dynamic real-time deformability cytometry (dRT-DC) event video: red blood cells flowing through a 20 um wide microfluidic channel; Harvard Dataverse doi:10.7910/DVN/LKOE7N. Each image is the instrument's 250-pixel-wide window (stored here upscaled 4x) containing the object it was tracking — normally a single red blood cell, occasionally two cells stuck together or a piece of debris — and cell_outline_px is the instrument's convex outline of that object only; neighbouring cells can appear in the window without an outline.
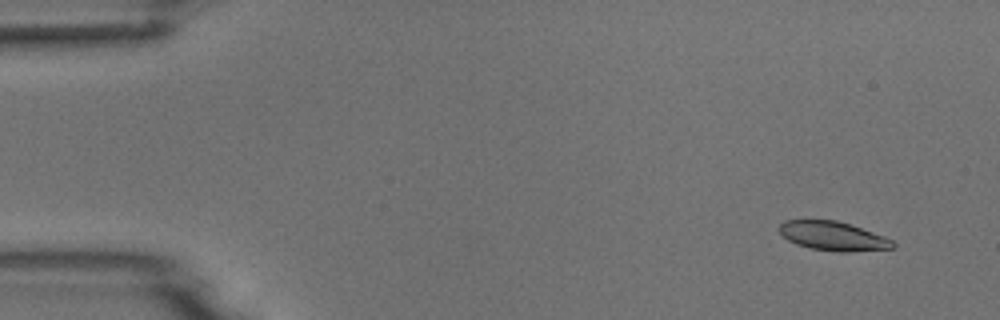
{"species": "common noctule bat (a hibernating species)", "species_latin": "Nyctalus noctula", "temperature_condition": "room temperature", "stored_images_in_passage": 5, "camera_frame_rate_fps": 3000, "um_per_image_px": 0.085, "animal": {"sex": "male", "body_mass_g": 18.8}, "frame": {"image": 1, "passage_image": 2, "time_ms": 1.0, "image_size_px": [1000, 320], "cell_outline_px": [[896, 248], [848, 252], [836, 252], [808, 248], [796, 244], [788, 240], [776, 228], [784, 220], [836, 220], [852, 224], [884, 236], [892, 240], [896, 244]], "centroid_in_image_um": [70.82, 20.07], "position_along_channel_um": 14.2, "area_um2": 19.54}}
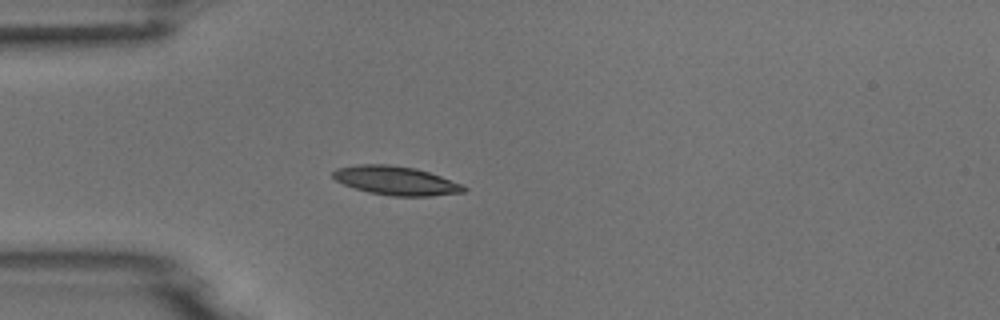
{"frame": {"image": 2, "passage_image": 5, "time_ms": 4.667, "image_size_px": [1000, 320], "cell_outline_px": [[468, 188], [464, 192], [428, 196], [392, 196], [368, 192], [344, 184], [336, 180], [332, 176], [332, 172], [336, 168], [356, 164], [388, 164], [416, 168], [464, 184]], "centroid_in_image_um": [33.66, 15.34], "position_along_channel_um": 51.3, "area_um2": 22.02}}